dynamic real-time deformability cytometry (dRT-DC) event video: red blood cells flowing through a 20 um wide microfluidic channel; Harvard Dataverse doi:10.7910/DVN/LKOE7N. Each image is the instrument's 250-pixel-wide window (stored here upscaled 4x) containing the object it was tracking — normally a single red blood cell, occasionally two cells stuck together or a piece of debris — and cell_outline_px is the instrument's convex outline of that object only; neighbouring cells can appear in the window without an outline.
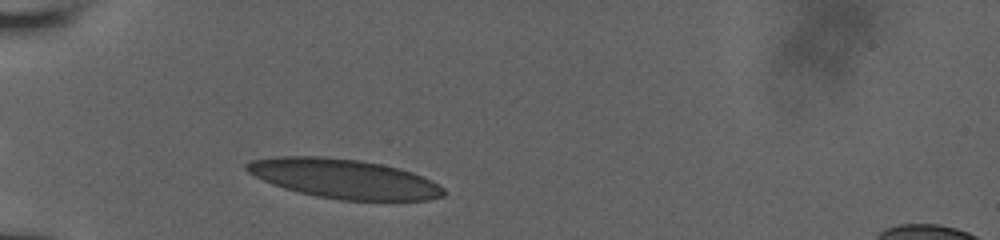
{"species": "human", "species_latin": "Homo sapiens", "temperature_condition": "room temperature", "stored_images_in_passage": 2, "camera_frame_rate_fps": 3000, "um_per_image_px": 0.085, "donor": {"sex": "male"}, "frame": {"image": 1, "passage_image": 2, "time_ms": 0.667, "image_size_px": [1000, 240], "cell_outline_px": [[448, 192], [444, 196], [428, 200], [340, 200], [316, 196], [284, 188], [272, 184], [248, 172], [244, 168], [244, 164], [248, 160], [276, 156], [324, 156], [360, 160], [400, 168], [412, 172], [444, 188]], "centroid_in_image_um": [29.2, 15.18], "position_along_channel_um": 55.8, "area_um2": 45.2}}